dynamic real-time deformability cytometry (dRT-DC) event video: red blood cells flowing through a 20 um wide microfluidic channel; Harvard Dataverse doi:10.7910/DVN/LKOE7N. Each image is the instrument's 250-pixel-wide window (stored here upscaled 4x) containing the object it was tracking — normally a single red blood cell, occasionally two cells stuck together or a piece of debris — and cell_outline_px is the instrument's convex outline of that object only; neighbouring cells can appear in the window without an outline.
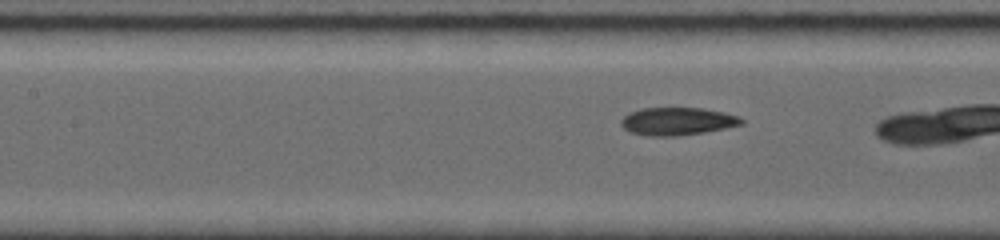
{"species": "common noctule bat (a hibernating species)", "species_latin": "Nyctalus noctula", "temperature_condition": "room temperature", "stored_images_in_passage": 14, "camera_frame_rate_fps": 5000, "um_per_image_px": 0.085, "animal": {"sex": "female", "body_mass_g": 19.0, "forearm_length_mm": 56.7}, "frame": {"image": 1, "passage_image": 12, "time_ms": 2.0, "image_size_px": [1000, 240], "cell_outline_px": [[744, 124], [704, 132], [676, 136], [644, 136], [628, 132], [620, 124], [620, 120], [628, 112], [640, 108], [704, 108], [724, 112], [740, 116], [744, 120]], "centroid_in_image_um": [57.55, 10.31], "position_along_channel_um": 149.9, "area_um2": 19.77}}